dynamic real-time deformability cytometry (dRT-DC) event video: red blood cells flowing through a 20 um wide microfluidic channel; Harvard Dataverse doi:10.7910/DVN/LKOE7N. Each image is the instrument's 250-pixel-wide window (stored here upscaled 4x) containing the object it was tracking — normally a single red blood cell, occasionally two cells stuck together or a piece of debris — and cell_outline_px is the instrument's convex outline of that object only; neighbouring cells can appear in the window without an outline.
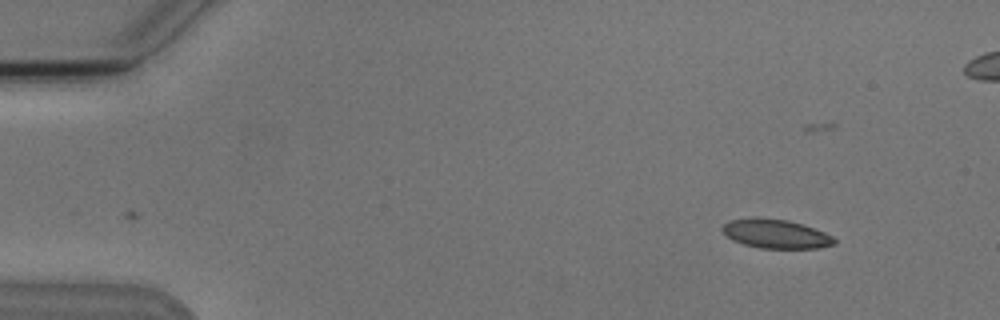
{"species": "Egyptian fruit bat (a non-hibernating species)", "species_latin": "Rousettus aegyptiacus", "temperature_condition": "cold", "stored_images_in_passage": 5, "camera_frame_rate_fps": 3000, "um_per_image_px": 0.085, "animal": {"sex": "male"}, "frame": {"image": 1, "passage_image": 2, "time_ms": 1.0, "image_size_px": [1000, 320], "cell_outline_px": [[836, 244], [820, 248], [760, 248], [744, 244], [732, 240], [720, 228], [728, 220], [752, 216], [760, 216], [788, 220], [804, 224], [824, 232], [832, 236], [836, 240]], "centroid_in_image_um": [65.93, 19.85], "position_along_channel_um": 19.1, "area_um2": 19.31}}
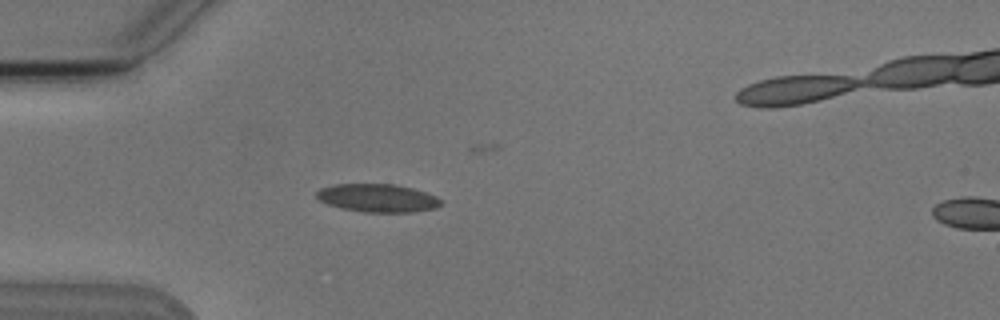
{"frame": {"image": 2, "passage_image": 4, "time_ms": 4.333, "image_size_px": [1000, 320], "cell_outline_px": [[440, 204], [436, 208], [412, 212], [364, 212], [340, 208], [328, 204], [320, 200], [316, 196], [316, 192], [320, 188], [336, 184], [396, 184], [412, 188], [436, 196], [440, 200]], "centroid_in_image_um": [32.07, 16.83], "position_along_channel_um": 52.9, "area_um2": 20.29}}